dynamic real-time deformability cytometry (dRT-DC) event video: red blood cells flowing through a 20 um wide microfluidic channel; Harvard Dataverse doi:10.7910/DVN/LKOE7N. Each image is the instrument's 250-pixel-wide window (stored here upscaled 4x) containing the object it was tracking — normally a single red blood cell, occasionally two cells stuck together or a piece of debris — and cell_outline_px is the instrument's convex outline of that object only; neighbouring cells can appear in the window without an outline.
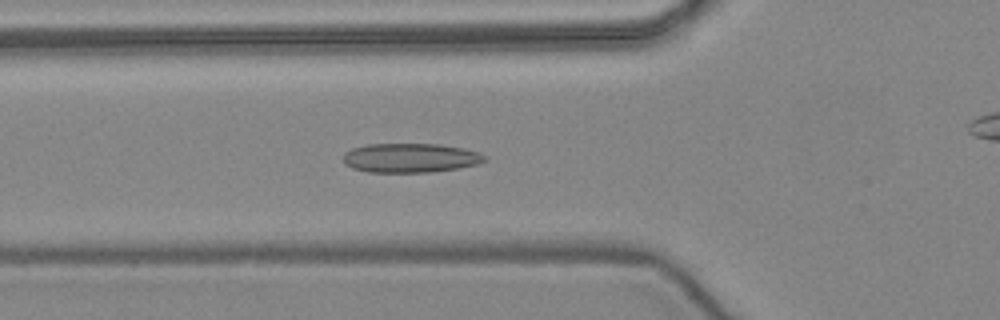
{"species": "common noctule bat (a hibernating species)", "species_latin": "Nyctalus noctula", "temperature_condition": "warm", "stored_images_in_passage": 52, "camera_frame_rate_fps": 3000, "um_per_image_px": 0.085, "animal": {"sex": "female", "body_mass_g": 24.6, "forearm_length_mm": 56.2}, "frame": {"image": 1, "passage_image": 18, "time_ms": 5.667, "image_size_px": [1000, 320], "cell_outline_px": [[488, 160], [476, 164], [456, 168], [432, 172], [368, 172], [352, 168], [344, 164], [344, 152], [352, 148], [368, 144], [440, 144], [464, 148], [480, 152]], "centroid_in_image_um": [34.87, 13.42], "position_along_channel_um": 90.9, "area_um2": 24.16}}
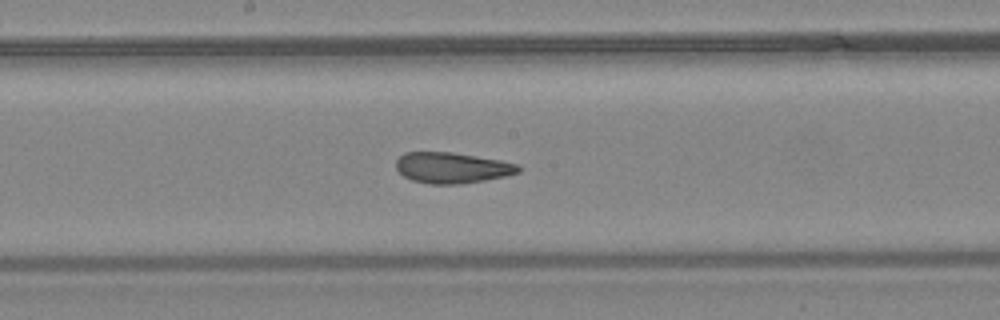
{"frame": {"image": 2, "passage_image": 27, "time_ms": 8.667, "image_size_px": [1000, 320], "cell_outline_px": [[520, 172], [504, 176], [484, 180], [460, 184], [428, 184], [412, 180], [404, 176], [396, 168], [396, 160], [404, 152], [452, 152], [500, 160], [520, 164]], "centroid_in_image_um": [38.42, 14.26], "position_along_channel_um": 209.8, "area_um2": 21.96}}
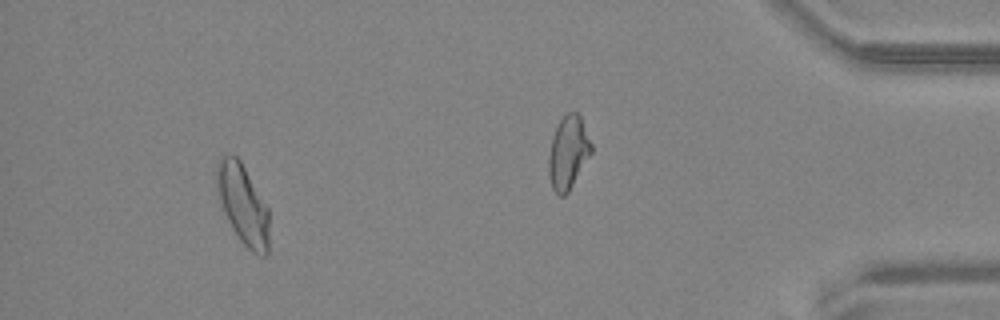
{"frame": {"image": 3, "passage_image": 48, "time_ms": 15.667, "image_size_px": [1000, 320], "cell_outline_px": [[268, 252], [264, 256], [260, 256], [252, 252], [240, 240], [232, 228], [224, 212], [220, 200], [216, 184], [216, 164], [220, 156], [232, 152], [240, 160], [268, 208]], "centroid_in_image_um": [20.62, 17.33], "position_along_channel_um": 414.6, "area_um2": 24.28}, "authors_computed_cell_mechanics": {"area_um2": 23.3223, "velocity_mm_per_s": 3.9479, "shape_relaxation_time_tau1_ms": null, "shape_relaxation_time_tau2_ms": 1.8056, "deformation_change_tau1": null, "deformation_change_tau2": 0.085}}